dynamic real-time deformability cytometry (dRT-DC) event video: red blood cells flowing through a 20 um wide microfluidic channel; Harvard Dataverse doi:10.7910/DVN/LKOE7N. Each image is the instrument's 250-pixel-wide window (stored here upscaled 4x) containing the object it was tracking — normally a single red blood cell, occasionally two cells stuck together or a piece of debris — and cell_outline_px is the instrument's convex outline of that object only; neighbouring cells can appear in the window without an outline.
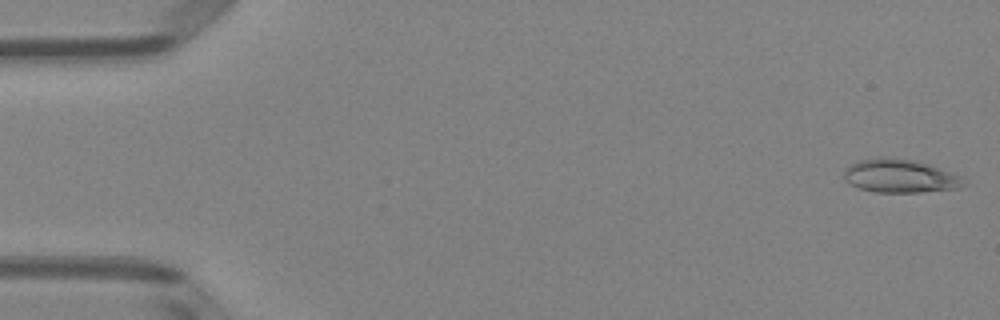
{"species": "Egyptian fruit bat (a non-hibernating species)", "species_latin": "Rousettus aegyptiacus", "temperature_condition": "room temperature", "stored_images_in_passage": 47, "camera_frame_rate_fps": 3000, "um_per_image_px": 0.085, "animal": {"sex": "female"}, "frame": {"image": 1, "passage_image": 1, "time_ms": 0.0, "image_size_px": [1000, 320], "cell_outline_px": [[968, 184], [960, 188], [920, 192], [872, 192], [848, 184], [844, 180], [844, 172], [852, 164], [860, 160], [880, 156], [888, 156], [912, 160], [964, 176]], "centroid_in_image_um": [76.53, 14.97], "position_along_channel_um": 8.5, "area_um2": 23.47}}
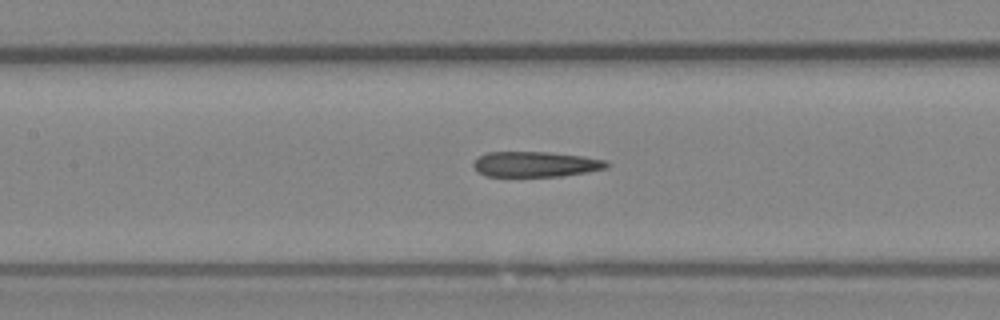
{"frame": {"image": 2, "passage_image": 23, "time_ms": 7.333, "image_size_px": [1000, 320], "cell_outline_px": [[612, 164], [608, 168], [588, 172], [560, 176], [484, 176], [472, 164], [480, 156], [488, 152], [548, 152], [584, 156], [608, 160]], "centroid_in_image_um": [45.62, 13.95], "position_along_channel_um": 161.8, "area_um2": 19.77}}
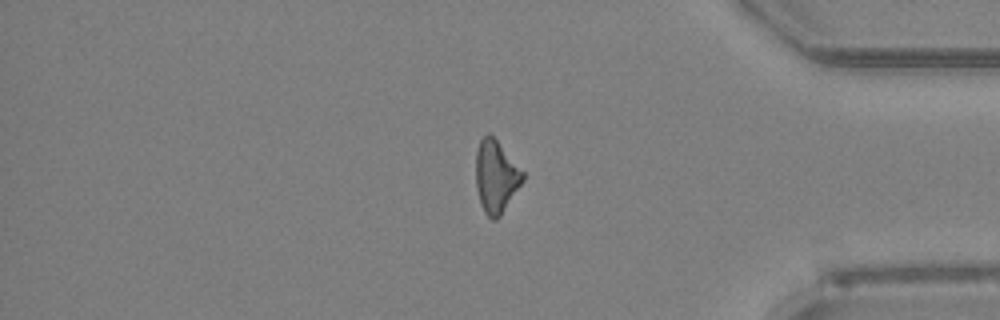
{"frame": {"image": 3, "passage_image": 42, "time_ms": 13.667, "image_size_px": [1000, 320], "cell_outline_px": [[524, 180], [500, 216], [496, 220], [492, 220], [484, 212], [480, 204], [476, 188], [476, 152], [480, 140], [488, 132], [496, 140], [524, 172]], "centroid_in_image_um": [42.14, 15.03], "position_along_channel_um": 393.1, "area_um2": 19.65}}